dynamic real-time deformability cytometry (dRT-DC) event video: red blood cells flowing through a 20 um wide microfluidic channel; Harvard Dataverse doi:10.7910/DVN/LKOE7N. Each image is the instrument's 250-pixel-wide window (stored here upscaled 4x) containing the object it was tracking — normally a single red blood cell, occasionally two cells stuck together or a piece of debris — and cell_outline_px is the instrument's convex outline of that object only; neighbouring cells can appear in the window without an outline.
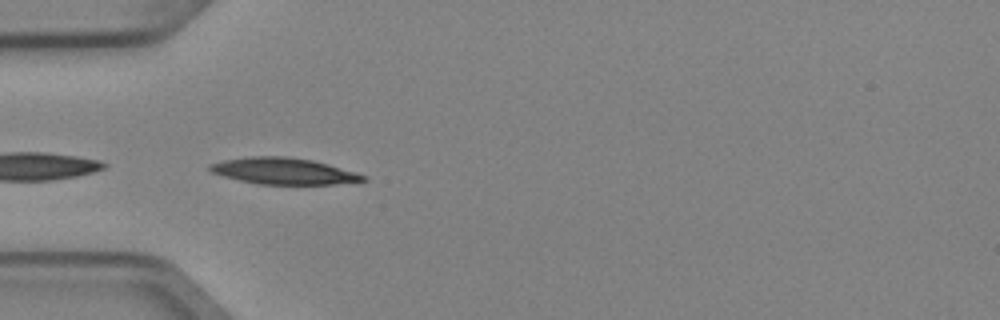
{"species": "Egyptian fruit bat (a non-hibernating species)", "species_latin": "Rousettus aegyptiacus", "temperature_condition": "cold", "stored_images_in_passage": 6, "camera_frame_rate_fps": 3000, "um_per_image_px": 0.085, "animal": {"sex": "female"}, "frame": {"image": 1, "passage_image": 5, "time_ms": 1.333, "image_size_px": [1000, 320], "cell_outline_px": [[368, 180], [332, 184], [260, 184], [240, 180], [224, 176], [212, 172], [208, 168], [208, 164], [224, 160], [252, 156], [284, 156], [312, 160], [328, 164], [356, 172], [368, 176]], "centroid_in_image_um": [24.12, 14.54], "position_along_channel_um": 60.9, "area_um2": 23.41}}
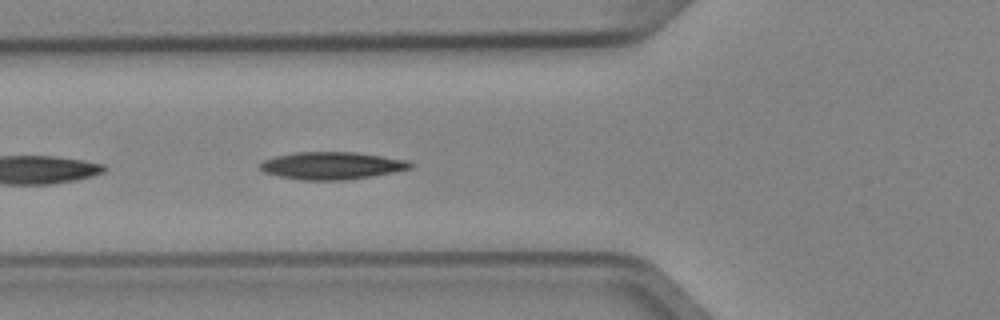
{"frame": {"image": 2, "passage_image": 6, "time_ms": 1.667, "image_size_px": [1000, 320], "cell_outline_px": [[412, 168], [372, 176], [344, 180], [300, 180], [280, 176], [264, 172], [260, 168], [260, 164], [264, 160], [276, 156], [296, 152], [356, 152], [408, 160], [412, 164]], "centroid_in_image_um": [28.21, 14.08], "position_along_channel_um": 97.6, "area_um2": 23.87}}